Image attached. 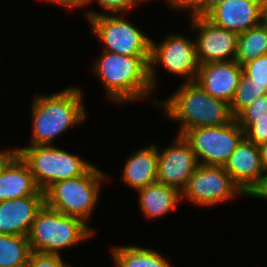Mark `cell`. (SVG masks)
<instances>
[{
  "label": "cell",
  "mask_w": 267,
  "mask_h": 267,
  "mask_svg": "<svg viewBox=\"0 0 267 267\" xmlns=\"http://www.w3.org/2000/svg\"><path fill=\"white\" fill-rule=\"evenodd\" d=\"M265 3L266 0H226L205 17L217 26L240 34L263 21Z\"/></svg>",
  "instance_id": "cell-13"
},
{
  "label": "cell",
  "mask_w": 267,
  "mask_h": 267,
  "mask_svg": "<svg viewBox=\"0 0 267 267\" xmlns=\"http://www.w3.org/2000/svg\"><path fill=\"white\" fill-rule=\"evenodd\" d=\"M42 1H47V2L55 3V4L57 3L68 9L69 8L73 9V8H80L81 6L83 8L84 5L86 7V3L88 0H42Z\"/></svg>",
  "instance_id": "cell-31"
},
{
  "label": "cell",
  "mask_w": 267,
  "mask_h": 267,
  "mask_svg": "<svg viewBox=\"0 0 267 267\" xmlns=\"http://www.w3.org/2000/svg\"><path fill=\"white\" fill-rule=\"evenodd\" d=\"M172 142L167 148L158 147L157 182L182 191L199 164L182 135Z\"/></svg>",
  "instance_id": "cell-12"
},
{
  "label": "cell",
  "mask_w": 267,
  "mask_h": 267,
  "mask_svg": "<svg viewBox=\"0 0 267 267\" xmlns=\"http://www.w3.org/2000/svg\"><path fill=\"white\" fill-rule=\"evenodd\" d=\"M243 74V67L236 62H211L201 64L195 82L212 97L231 103Z\"/></svg>",
  "instance_id": "cell-14"
},
{
  "label": "cell",
  "mask_w": 267,
  "mask_h": 267,
  "mask_svg": "<svg viewBox=\"0 0 267 267\" xmlns=\"http://www.w3.org/2000/svg\"><path fill=\"white\" fill-rule=\"evenodd\" d=\"M247 197L267 200V170L264 171L259 183L250 191Z\"/></svg>",
  "instance_id": "cell-30"
},
{
  "label": "cell",
  "mask_w": 267,
  "mask_h": 267,
  "mask_svg": "<svg viewBox=\"0 0 267 267\" xmlns=\"http://www.w3.org/2000/svg\"><path fill=\"white\" fill-rule=\"evenodd\" d=\"M44 195L36 185L28 164L16 153L0 171V201Z\"/></svg>",
  "instance_id": "cell-17"
},
{
  "label": "cell",
  "mask_w": 267,
  "mask_h": 267,
  "mask_svg": "<svg viewBox=\"0 0 267 267\" xmlns=\"http://www.w3.org/2000/svg\"><path fill=\"white\" fill-rule=\"evenodd\" d=\"M83 94L78 87H67L51 95L33 98L29 145H53L58 136L87 119Z\"/></svg>",
  "instance_id": "cell-1"
},
{
  "label": "cell",
  "mask_w": 267,
  "mask_h": 267,
  "mask_svg": "<svg viewBox=\"0 0 267 267\" xmlns=\"http://www.w3.org/2000/svg\"><path fill=\"white\" fill-rule=\"evenodd\" d=\"M95 61L93 72L113 103L137 102L153 93L149 79L150 56H125L102 50Z\"/></svg>",
  "instance_id": "cell-2"
},
{
  "label": "cell",
  "mask_w": 267,
  "mask_h": 267,
  "mask_svg": "<svg viewBox=\"0 0 267 267\" xmlns=\"http://www.w3.org/2000/svg\"><path fill=\"white\" fill-rule=\"evenodd\" d=\"M99 7L104 10V13H100L98 11L93 10H86L84 12L86 20H89L90 18L94 16H98L101 14L106 15L108 12L109 14H126V12L130 9L137 7L138 4L141 3L140 0H95ZM94 0H88L86 3V6L88 4H91L95 2ZM126 11V12H125Z\"/></svg>",
  "instance_id": "cell-24"
},
{
  "label": "cell",
  "mask_w": 267,
  "mask_h": 267,
  "mask_svg": "<svg viewBox=\"0 0 267 267\" xmlns=\"http://www.w3.org/2000/svg\"><path fill=\"white\" fill-rule=\"evenodd\" d=\"M17 153L16 148L14 149H2L0 150V171L5 164Z\"/></svg>",
  "instance_id": "cell-33"
},
{
  "label": "cell",
  "mask_w": 267,
  "mask_h": 267,
  "mask_svg": "<svg viewBox=\"0 0 267 267\" xmlns=\"http://www.w3.org/2000/svg\"><path fill=\"white\" fill-rule=\"evenodd\" d=\"M223 167L246 196L264 173L258 145L246 137L240 141Z\"/></svg>",
  "instance_id": "cell-15"
},
{
  "label": "cell",
  "mask_w": 267,
  "mask_h": 267,
  "mask_svg": "<svg viewBox=\"0 0 267 267\" xmlns=\"http://www.w3.org/2000/svg\"><path fill=\"white\" fill-rule=\"evenodd\" d=\"M165 40L157 44L151 40V56L149 62V79L153 90L157 85L156 65L163 66L166 71L175 76H182L184 82L196 80L199 62L196 54V44L193 38L184 34L169 33ZM156 69V70H155Z\"/></svg>",
  "instance_id": "cell-9"
},
{
  "label": "cell",
  "mask_w": 267,
  "mask_h": 267,
  "mask_svg": "<svg viewBox=\"0 0 267 267\" xmlns=\"http://www.w3.org/2000/svg\"><path fill=\"white\" fill-rule=\"evenodd\" d=\"M31 252L27 236L0 234V267H27Z\"/></svg>",
  "instance_id": "cell-22"
},
{
  "label": "cell",
  "mask_w": 267,
  "mask_h": 267,
  "mask_svg": "<svg viewBox=\"0 0 267 267\" xmlns=\"http://www.w3.org/2000/svg\"><path fill=\"white\" fill-rule=\"evenodd\" d=\"M224 1L226 0H191L186 11L191 16H205L215 6Z\"/></svg>",
  "instance_id": "cell-29"
},
{
  "label": "cell",
  "mask_w": 267,
  "mask_h": 267,
  "mask_svg": "<svg viewBox=\"0 0 267 267\" xmlns=\"http://www.w3.org/2000/svg\"><path fill=\"white\" fill-rule=\"evenodd\" d=\"M158 147L150 144L132 153L126 159L121 180L135 191L157 182Z\"/></svg>",
  "instance_id": "cell-18"
},
{
  "label": "cell",
  "mask_w": 267,
  "mask_h": 267,
  "mask_svg": "<svg viewBox=\"0 0 267 267\" xmlns=\"http://www.w3.org/2000/svg\"><path fill=\"white\" fill-rule=\"evenodd\" d=\"M181 193L182 200L206 208L246 196L223 166L203 164L197 166Z\"/></svg>",
  "instance_id": "cell-10"
},
{
  "label": "cell",
  "mask_w": 267,
  "mask_h": 267,
  "mask_svg": "<svg viewBox=\"0 0 267 267\" xmlns=\"http://www.w3.org/2000/svg\"><path fill=\"white\" fill-rule=\"evenodd\" d=\"M83 220L60 213L45 204L36 214L28 239L31 250L60 255L61 250L91 239L95 230Z\"/></svg>",
  "instance_id": "cell-5"
},
{
  "label": "cell",
  "mask_w": 267,
  "mask_h": 267,
  "mask_svg": "<svg viewBox=\"0 0 267 267\" xmlns=\"http://www.w3.org/2000/svg\"><path fill=\"white\" fill-rule=\"evenodd\" d=\"M190 16V28L196 32L199 65L235 60L239 34L217 26L205 16Z\"/></svg>",
  "instance_id": "cell-11"
},
{
  "label": "cell",
  "mask_w": 267,
  "mask_h": 267,
  "mask_svg": "<svg viewBox=\"0 0 267 267\" xmlns=\"http://www.w3.org/2000/svg\"><path fill=\"white\" fill-rule=\"evenodd\" d=\"M108 176L94 165L79 177L60 180L44 190L45 205L86 224L99 202L101 183Z\"/></svg>",
  "instance_id": "cell-4"
},
{
  "label": "cell",
  "mask_w": 267,
  "mask_h": 267,
  "mask_svg": "<svg viewBox=\"0 0 267 267\" xmlns=\"http://www.w3.org/2000/svg\"><path fill=\"white\" fill-rule=\"evenodd\" d=\"M182 136L189 143L198 164L224 166L245 133L235 118L225 125L189 129Z\"/></svg>",
  "instance_id": "cell-8"
},
{
  "label": "cell",
  "mask_w": 267,
  "mask_h": 267,
  "mask_svg": "<svg viewBox=\"0 0 267 267\" xmlns=\"http://www.w3.org/2000/svg\"><path fill=\"white\" fill-rule=\"evenodd\" d=\"M263 118H267V94L260 96L236 117V119Z\"/></svg>",
  "instance_id": "cell-28"
},
{
  "label": "cell",
  "mask_w": 267,
  "mask_h": 267,
  "mask_svg": "<svg viewBox=\"0 0 267 267\" xmlns=\"http://www.w3.org/2000/svg\"><path fill=\"white\" fill-rule=\"evenodd\" d=\"M44 204V195L0 201V234L28 237L36 214Z\"/></svg>",
  "instance_id": "cell-16"
},
{
  "label": "cell",
  "mask_w": 267,
  "mask_h": 267,
  "mask_svg": "<svg viewBox=\"0 0 267 267\" xmlns=\"http://www.w3.org/2000/svg\"><path fill=\"white\" fill-rule=\"evenodd\" d=\"M181 84L167 99L152 101L164 109V118L179 122L178 135L195 127L225 125L235 119L229 103L212 97L195 81Z\"/></svg>",
  "instance_id": "cell-3"
},
{
  "label": "cell",
  "mask_w": 267,
  "mask_h": 267,
  "mask_svg": "<svg viewBox=\"0 0 267 267\" xmlns=\"http://www.w3.org/2000/svg\"><path fill=\"white\" fill-rule=\"evenodd\" d=\"M139 207L148 220L160 218L174 211L182 201L179 189L155 182L137 190Z\"/></svg>",
  "instance_id": "cell-19"
},
{
  "label": "cell",
  "mask_w": 267,
  "mask_h": 267,
  "mask_svg": "<svg viewBox=\"0 0 267 267\" xmlns=\"http://www.w3.org/2000/svg\"><path fill=\"white\" fill-rule=\"evenodd\" d=\"M140 1L142 4H143V2L145 4L146 1L152 2V0H140ZM190 1L191 0H166V2L170 5L169 7H171L172 9H176V11H178V10L186 11L188 6H189Z\"/></svg>",
  "instance_id": "cell-32"
},
{
  "label": "cell",
  "mask_w": 267,
  "mask_h": 267,
  "mask_svg": "<svg viewBox=\"0 0 267 267\" xmlns=\"http://www.w3.org/2000/svg\"><path fill=\"white\" fill-rule=\"evenodd\" d=\"M62 257L61 254L32 251L27 267H72L66 261L64 262Z\"/></svg>",
  "instance_id": "cell-27"
},
{
  "label": "cell",
  "mask_w": 267,
  "mask_h": 267,
  "mask_svg": "<svg viewBox=\"0 0 267 267\" xmlns=\"http://www.w3.org/2000/svg\"><path fill=\"white\" fill-rule=\"evenodd\" d=\"M264 171L267 170V141L258 145Z\"/></svg>",
  "instance_id": "cell-34"
},
{
  "label": "cell",
  "mask_w": 267,
  "mask_h": 267,
  "mask_svg": "<svg viewBox=\"0 0 267 267\" xmlns=\"http://www.w3.org/2000/svg\"><path fill=\"white\" fill-rule=\"evenodd\" d=\"M265 94H267V87L250 85L248 80L242 75L236 88L234 98L230 103L233 116L236 118L252 102Z\"/></svg>",
  "instance_id": "cell-23"
},
{
  "label": "cell",
  "mask_w": 267,
  "mask_h": 267,
  "mask_svg": "<svg viewBox=\"0 0 267 267\" xmlns=\"http://www.w3.org/2000/svg\"><path fill=\"white\" fill-rule=\"evenodd\" d=\"M263 21L267 24V0L264 6V19Z\"/></svg>",
  "instance_id": "cell-35"
},
{
  "label": "cell",
  "mask_w": 267,
  "mask_h": 267,
  "mask_svg": "<svg viewBox=\"0 0 267 267\" xmlns=\"http://www.w3.org/2000/svg\"><path fill=\"white\" fill-rule=\"evenodd\" d=\"M236 120L249 141L254 142L256 145L267 141V118Z\"/></svg>",
  "instance_id": "cell-26"
},
{
  "label": "cell",
  "mask_w": 267,
  "mask_h": 267,
  "mask_svg": "<svg viewBox=\"0 0 267 267\" xmlns=\"http://www.w3.org/2000/svg\"><path fill=\"white\" fill-rule=\"evenodd\" d=\"M16 150L30 167L34 181L42 191L57 181L84 175L93 166L56 145H28Z\"/></svg>",
  "instance_id": "cell-6"
},
{
  "label": "cell",
  "mask_w": 267,
  "mask_h": 267,
  "mask_svg": "<svg viewBox=\"0 0 267 267\" xmlns=\"http://www.w3.org/2000/svg\"><path fill=\"white\" fill-rule=\"evenodd\" d=\"M125 14H101L88 20L95 38L103 44V51L125 56H151V38Z\"/></svg>",
  "instance_id": "cell-7"
},
{
  "label": "cell",
  "mask_w": 267,
  "mask_h": 267,
  "mask_svg": "<svg viewBox=\"0 0 267 267\" xmlns=\"http://www.w3.org/2000/svg\"><path fill=\"white\" fill-rule=\"evenodd\" d=\"M111 257L115 267H172L157 251L139 246H114Z\"/></svg>",
  "instance_id": "cell-20"
},
{
  "label": "cell",
  "mask_w": 267,
  "mask_h": 267,
  "mask_svg": "<svg viewBox=\"0 0 267 267\" xmlns=\"http://www.w3.org/2000/svg\"><path fill=\"white\" fill-rule=\"evenodd\" d=\"M266 54L267 24L264 21H262L259 25L239 34L235 61L241 66Z\"/></svg>",
  "instance_id": "cell-21"
},
{
  "label": "cell",
  "mask_w": 267,
  "mask_h": 267,
  "mask_svg": "<svg viewBox=\"0 0 267 267\" xmlns=\"http://www.w3.org/2000/svg\"><path fill=\"white\" fill-rule=\"evenodd\" d=\"M243 76L256 87H267V54L245 63Z\"/></svg>",
  "instance_id": "cell-25"
}]
</instances>
